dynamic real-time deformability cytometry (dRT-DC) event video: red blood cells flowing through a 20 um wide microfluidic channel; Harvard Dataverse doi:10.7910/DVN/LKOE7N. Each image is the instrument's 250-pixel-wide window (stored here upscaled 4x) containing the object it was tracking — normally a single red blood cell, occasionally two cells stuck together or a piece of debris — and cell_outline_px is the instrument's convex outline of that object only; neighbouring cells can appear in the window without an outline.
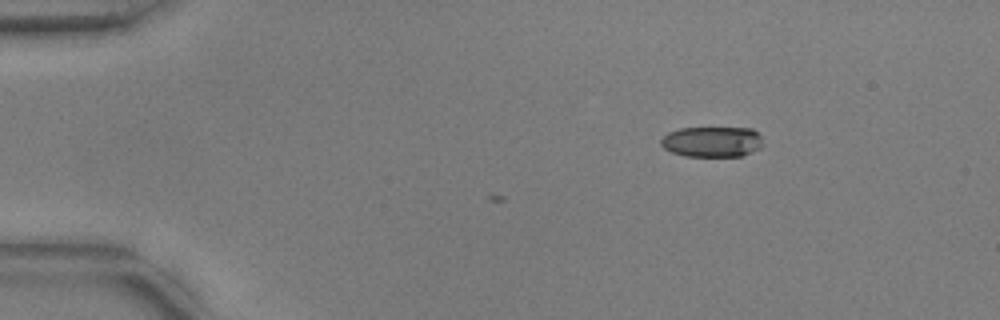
{"species": "common noctule bat (a hibernating species)", "species_latin": "Nyctalus noctula", "temperature_condition": "warm", "stored_images_in_passage": 3, "camera_frame_rate_fps": 3000, "um_per_image_px": 0.085, "animal": {"sex": "male", "body_mass_g": 17.9, "forearm_length_mm": 54.2}, "frame": {"image": 1, "passage_image": 3, "time_ms": 0.667, "image_size_px": [1000, 320], "cell_outline_px": [[760, 148], [740, 156], [684, 156], [672, 152], [664, 148], [660, 144], [660, 140], [668, 132], [680, 128], [752, 128], [760, 136]], "centroid_in_image_um": [60.48, 12.04], "position_along_channel_um": 24.5, "area_um2": 17.98}}